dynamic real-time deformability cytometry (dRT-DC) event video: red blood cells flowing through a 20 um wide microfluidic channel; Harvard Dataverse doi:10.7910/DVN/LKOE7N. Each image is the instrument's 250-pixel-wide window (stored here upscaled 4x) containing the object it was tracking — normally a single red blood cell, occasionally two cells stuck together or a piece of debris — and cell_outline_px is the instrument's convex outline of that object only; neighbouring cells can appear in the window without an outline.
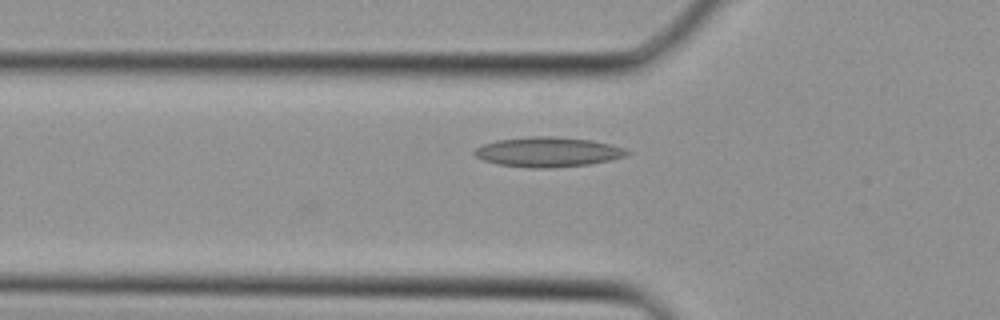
{"species": "Egyptian fruit bat (a non-hibernating species)", "species_latin": "Rousettus aegyptiacus", "temperature_condition": "cold", "stored_images_in_passage": 24, "camera_frame_rate_fps": 3000, "um_per_image_px": 0.085, "animal": {"sex": "female"}, "frame": {"image": 1, "passage_image": 2, "time_ms": 0.333, "image_size_px": [1000, 320], "cell_outline_px": [[632, 152], [628, 156], [612, 160], [588, 164], [552, 168], [528, 168], [496, 164], [484, 160], [476, 156], [472, 152], [476, 148], [484, 144], [496, 140], [528, 136], [552, 136], [592, 140], [624, 148]], "centroid_in_image_um": [46.58, 12.92], "position_along_channel_um": 79.2, "area_um2": 26.7}}
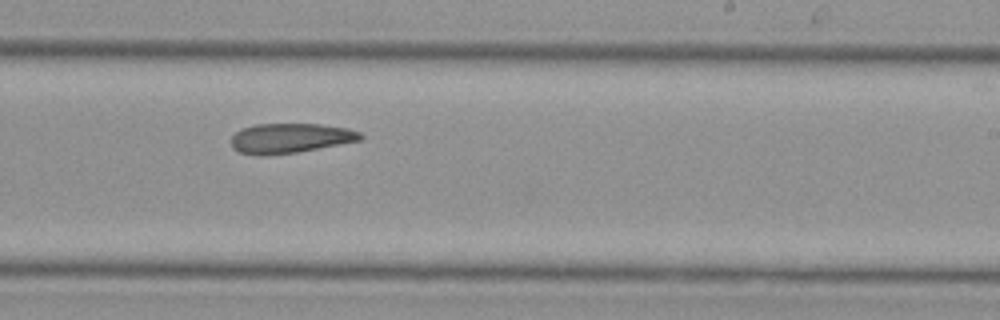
{"frame": {"image": 2, "passage_image": 12, "time_ms": 3.667, "image_size_px": [1000, 320], "cell_outline_px": [[364, 136], [360, 140], [340, 144], [296, 152], [264, 156], [256, 156], [240, 152], [232, 148], [232, 136], [240, 128], [256, 124], [320, 124], [348, 128], [360, 132]], "centroid_in_image_um": [24.64, 11.74], "position_along_channel_um": 264.4, "area_um2": 22.48}}
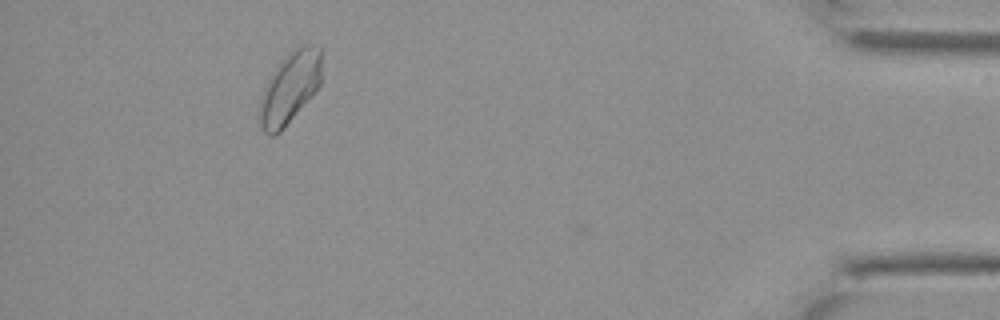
{"frame": {"image": 3, "passage_image": 23, "time_ms": 7.333, "image_size_px": [1000, 320], "cell_outline_px": [[320, 84], [316, 92], [284, 128], [280, 132], [272, 136], [264, 132], [260, 120], [260, 96], [272, 72], [288, 52], [300, 44], [312, 44], [320, 48]], "centroid_in_image_um": [24.64, 7.44], "position_along_channel_um": 410.6, "area_um2": 25.78}}